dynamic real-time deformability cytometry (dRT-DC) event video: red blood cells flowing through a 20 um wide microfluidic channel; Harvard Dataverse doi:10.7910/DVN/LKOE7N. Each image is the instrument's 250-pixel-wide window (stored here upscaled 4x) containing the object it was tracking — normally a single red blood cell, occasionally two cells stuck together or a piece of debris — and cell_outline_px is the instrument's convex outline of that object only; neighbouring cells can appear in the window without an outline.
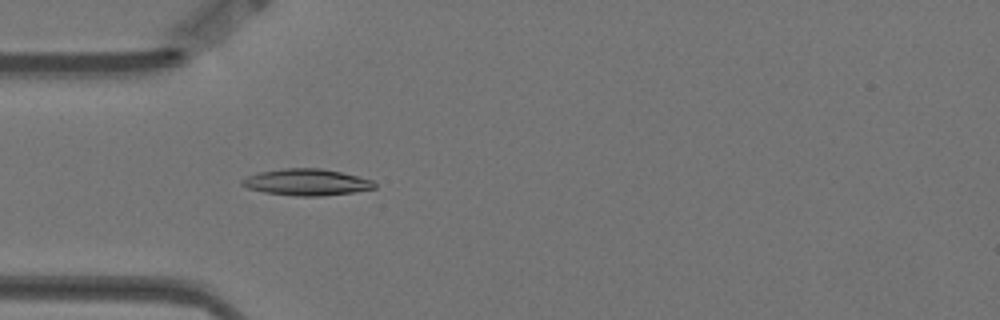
{"species": "Egyptian fruit bat (a non-hibernating species)", "species_latin": "Rousettus aegyptiacus", "temperature_condition": "warm", "stored_images_in_passage": 5, "camera_frame_rate_fps": 3000, "um_per_image_px": 0.085, "animal": {"sex": "female"}, "frame": {"image": 1, "passage_image": 5, "time_ms": 1.333, "image_size_px": [1000, 320], "cell_outline_px": [[376, 188], [352, 192], [320, 196], [296, 196], [264, 192], [248, 188], [240, 184], [240, 180], [248, 176], [260, 172], [284, 168], [320, 168], [340, 172], [372, 180], [376, 184]], "centroid_in_image_um": [26.04, 15.49], "position_along_channel_um": 59.0, "area_um2": 20.29}}